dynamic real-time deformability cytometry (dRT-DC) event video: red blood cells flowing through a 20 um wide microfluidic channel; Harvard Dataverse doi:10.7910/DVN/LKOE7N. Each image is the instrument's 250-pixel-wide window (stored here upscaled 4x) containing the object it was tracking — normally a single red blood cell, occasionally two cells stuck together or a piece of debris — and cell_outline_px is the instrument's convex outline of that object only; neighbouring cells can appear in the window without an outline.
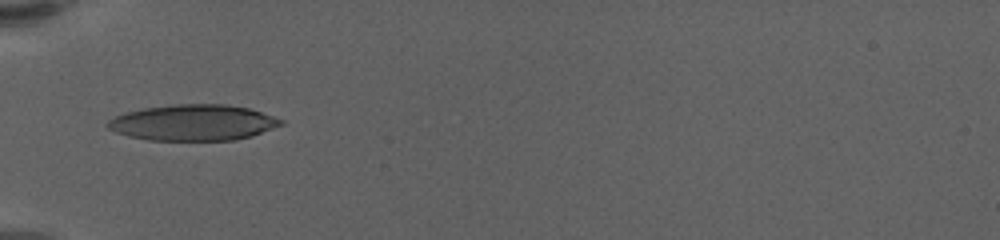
{"species": "human", "species_latin": "Homo sapiens", "temperature_condition": "warm", "stored_images_in_passage": 40, "camera_frame_rate_fps": 3000, "um_per_image_px": 0.085, "donor": {"sex": "female"}, "frame": {"image": 1, "passage_image": 1, "time_ms": 0.0, "image_size_px": [1000, 240], "cell_outline_px": [[284, 124], [252, 136], [236, 140], [148, 140], [128, 136], [116, 132], [108, 128], [104, 124], [108, 120], [116, 116], [128, 112], [144, 108], [172, 104], [228, 104], [248, 108], [284, 120]], "centroid_in_image_um": [16.42, 10.42], "position_along_channel_um": 68.6, "area_um2": 36.3}}
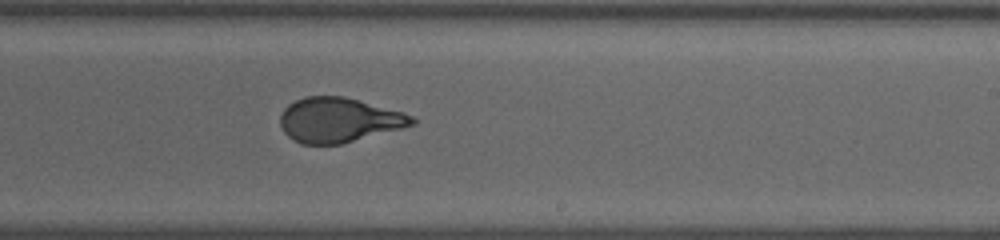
{"frame": {"image": 2, "passage_image": 18, "time_ms": 5.667, "image_size_px": [1000, 240], "cell_outline_px": [[416, 124], [340, 144], [300, 144], [292, 140], [284, 132], [280, 124], [280, 116], [284, 108], [288, 104], [304, 96], [344, 96], [404, 112], [412, 116], [416, 120]], "centroid_in_image_um": [28.77, 10.19], "position_along_channel_um": 260.2, "area_um2": 34.28}}
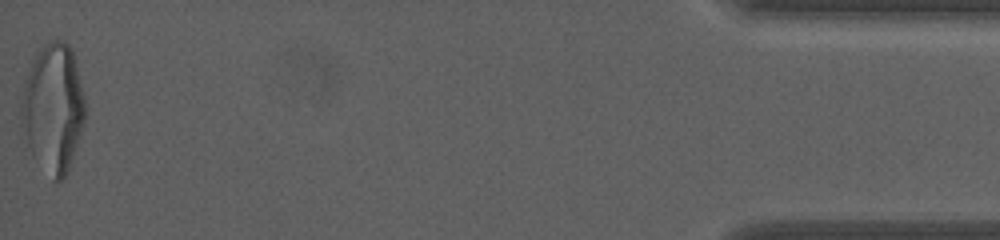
{"frame": {"image": 3, "passage_image": 40, "time_ms": 13.0, "image_size_px": [1000, 240], "cell_outline_px": [[84, 120], [80, 136], [68, 168], [64, 176], [56, 184], [52, 180], [32, 152], [28, 144], [20, 124], [20, 104], [24, 84], [28, 72], [40, 48], [44, 44], [52, 40], [64, 40], [72, 48], [84, 96]], "centroid_in_image_um": [4.51, 9.16], "position_along_channel_um": 430.7, "area_um2": 47.34}, "authors_computed_cell_mechanics": {"area_um2": 35.4603, "velocity_mm_per_s": 3.4404, "shape_relaxation_time_tau1_ms": 6.125, "shape_relaxation_time_tau2_ms": 0.8003, "deformation_change_tau1": 0.2417, "deformation_change_tau2": 0.0758}}